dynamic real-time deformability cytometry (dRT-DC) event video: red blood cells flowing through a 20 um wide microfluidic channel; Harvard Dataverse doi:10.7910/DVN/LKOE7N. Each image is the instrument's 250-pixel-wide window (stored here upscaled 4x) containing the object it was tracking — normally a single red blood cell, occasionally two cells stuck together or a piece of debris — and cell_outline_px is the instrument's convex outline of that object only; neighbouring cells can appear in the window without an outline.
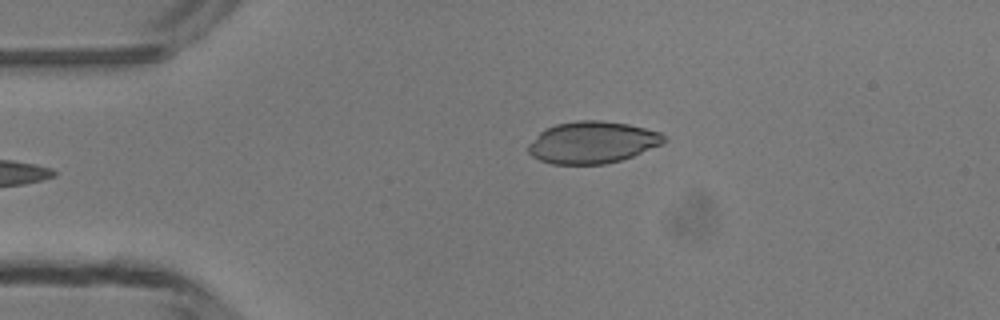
{"species": "common noctule bat (a hibernating species)", "species_latin": "Nyctalus noctula", "temperature_condition": "room temperature", "stored_images_in_passage": 14, "camera_frame_rate_fps": 3000, "um_per_image_px": 0.085, "animal": {"sex": "male", "body_mass_g": 13.3}, "frame": {"image": 1, "passage_image": 1, "time_ms": 0.0, "image_size_px": [1000, 320], "cell_outline_px": [[668, 140], [660, 144], [632, 156], [620, 160], [604, 164], [552, 164], [540, 160], [532, 156], [528, 152], [528, 144], [544, 128], [556, 124], [576, 120], [600, 120], [628, 124], [660, 132]], "centroid_in_image_um": [50.31, 12.09], "position_along_channel_um": 34.7, "area_um2": 33.0}}
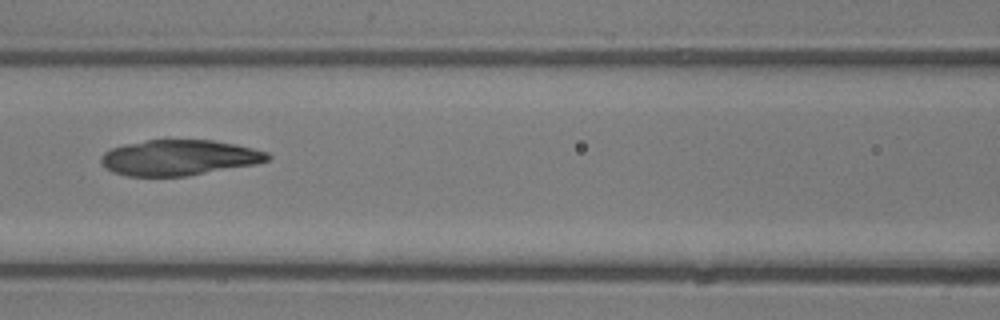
{"frame": {"image": 2, "passage_image": 12, "time_ms": 3.667, "image_size_px": [1000, 320], "cell_outline_px": [[272, 160], [256, 164], [188, 176], [128, 176], [112, 172], [104, 168], [100, 164], [100, 156], [104, 152], [112, 148], [124, 144], [144, 140], [212, 140], [236, 144], [268, 152], [272, 156]], "centroid_in_image_um": [15.22, 13.4], "position_along_channel_um": 151.4, "area_um2": 34.91}}